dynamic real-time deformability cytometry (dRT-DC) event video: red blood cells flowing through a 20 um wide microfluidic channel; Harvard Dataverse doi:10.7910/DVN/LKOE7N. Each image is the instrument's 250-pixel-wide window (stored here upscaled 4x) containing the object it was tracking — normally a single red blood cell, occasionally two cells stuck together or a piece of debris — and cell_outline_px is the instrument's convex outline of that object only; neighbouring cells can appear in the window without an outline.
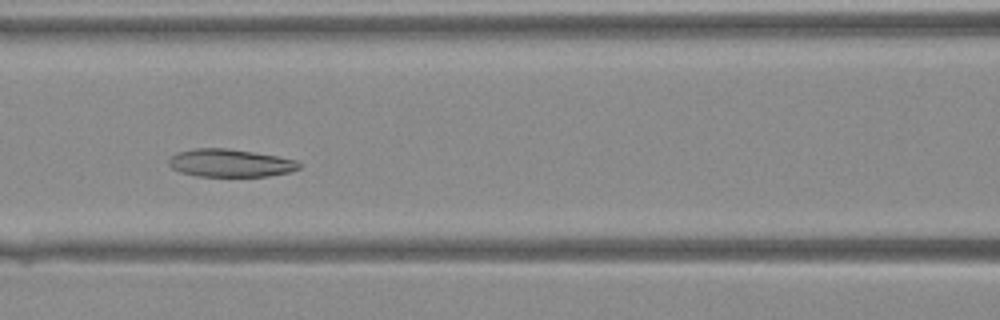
{"species": "Egyptian fruit bat (a non-hibernating species)", "species_latin": "Rousettus aegyptiacus", "temperature_condition": "warm", "stored_images_in_passage": 30, "camera_frame_rate_fps": 3000, "um_per_image_px": 0.085, "animal": {"sex": "female"}, "frame": {"image": 1, "passage_image": 12, "time_ms": 3.667, "image_size_px": [1000, 320], "cell_outline_px": [[300, 168], [288, 172], [268, 176], [196, 176], [180, 172], [172, 168], [168, 164], [168, 160], [176, 152], [196, 148], [228, 148], [276, 156], [296, 160], [300, 164]], "centroid_in_image_um": [19.53, 13.85], "position_along_channel_um": 147.1, "area_um2": 21.04}}
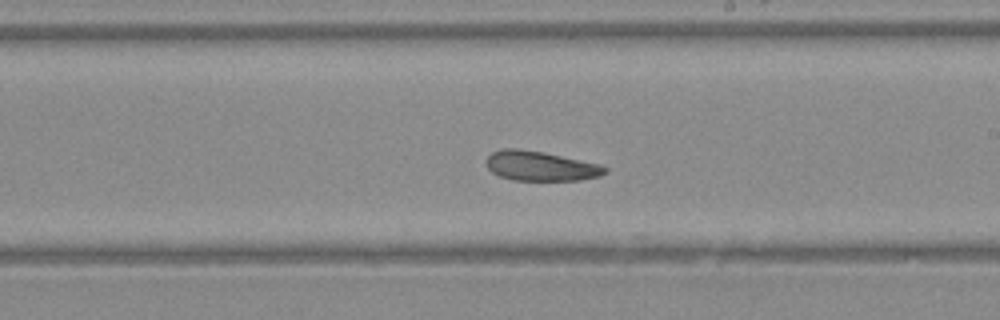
{"frame": {"image": 2, "passage_image": 18, "time_ms": 5.667, "image_size_px": [1000, 320], "cell_outline_px": [[608, 172], [600, 176], [580, 180], [512, 180], [500, 176], [492, 172], [488, 168], [484, 160], [492, 152], [504, 148], [516, 148], [544, 152], [600, 164], [608, 168]], "centroid_in_image_um": [45.94, 14.11], "position_along_channel_um": 243.1, "area_um2": 20.63}}
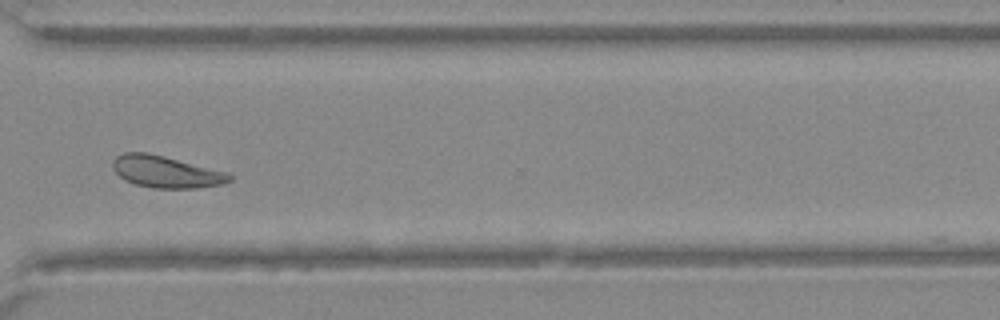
{"frame": {"image": 3, "passage_image": 25, "time_ms": 8.0, "image_size_px": [1000, 320], "cell_outline_px": [[232, 180], [224, 184], [196, 188], [152, 188], [136, 184], [124, 180], [112, 168], [112, 160], [116, 156], [124, 152], [148, 152], [164, 156], [224, 172], [232, 176]], "centroid_in_image_um": [14.06, 14.6], "position_along_channel_um": 356.5, "area_um2": 21.5}}